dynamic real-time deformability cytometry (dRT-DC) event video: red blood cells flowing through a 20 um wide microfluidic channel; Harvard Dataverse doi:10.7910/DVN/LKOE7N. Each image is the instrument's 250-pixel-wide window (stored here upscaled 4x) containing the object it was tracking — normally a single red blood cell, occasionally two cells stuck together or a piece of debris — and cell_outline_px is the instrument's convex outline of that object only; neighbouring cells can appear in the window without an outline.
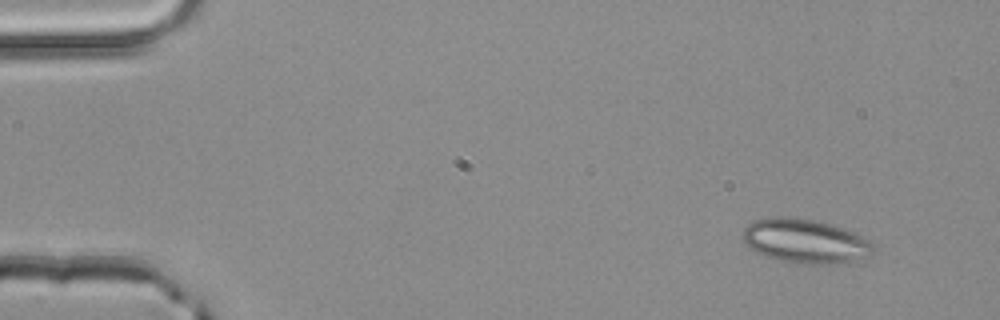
{"species": "common noctule bat (a hibernating species)", "species_latin": "Nyctalus noctula", "temperature_condition": "room temperature", "stored_images_in_passage": 4, "camera_frame_rate_fps": 3000, "um_per_image_px": 0.085, "animal": {"sex": "male", "body_mass_g": 20.4}, "frame": {"image": 1, "passage_image": 1, "time_ms": 0.0, "image_size_px": [1000, 320], "cell_outline_px": [[876, 252], [868, 256], [852, 260], [832, 264], [808, 264], [780, 260], [764, 256], [748, 248], [744, 240], [744, 228], [752, 220], [772, 216], [788, 216], [812, 220], [828, 224], [856, 232], [872, 240], [876, 248]], "centroid_in_image_um": [68.46, 20.48], "position_along_channel_um": 16.5, "area_um2": 33.81}}